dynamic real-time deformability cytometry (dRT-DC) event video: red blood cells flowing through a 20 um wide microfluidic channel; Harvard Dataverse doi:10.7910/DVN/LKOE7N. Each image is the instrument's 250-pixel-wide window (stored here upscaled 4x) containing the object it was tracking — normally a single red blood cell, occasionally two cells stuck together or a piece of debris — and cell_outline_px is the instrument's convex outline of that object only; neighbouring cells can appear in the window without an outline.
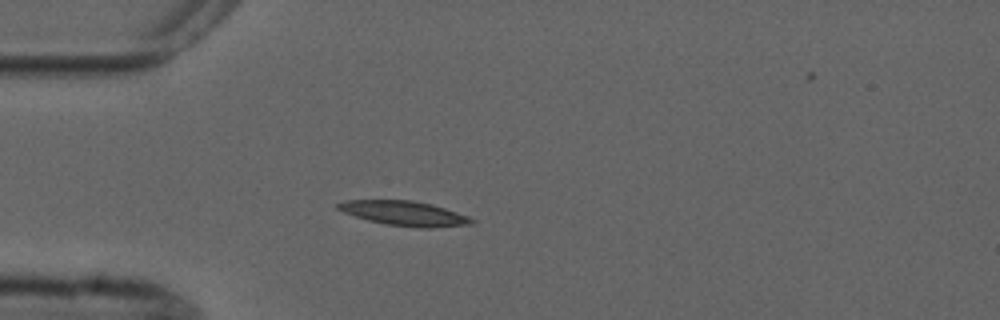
{"species": "common noctule bat (a hibernating species)", "species_latin": "Nyctalus noctula", "temperature_condition": "cold", "stored_images_in_passage": 1, "camera_frame_rate_fps": 3000, "um_per_image_px": 0.085, "animal": {"sex": "male", "forearm_length_mm": 52.5}, "frame": {"image": 1, "passage_image": 1, "time_ms": 0.0, "image_size_px": [1000, 320], "cell_outline_px": [[476, 224], [432, 228], [420, 228], [384, 224], [368, 220], [344, 212], [336, 208], [336, 204], [344, 200], [412, 200], [432, 204], [468, 216], [476, 220]], "centroid_in_image_um": [34.41, 18.14], "position_along_channel_um": 50.6, "area_um2": 19.31}}